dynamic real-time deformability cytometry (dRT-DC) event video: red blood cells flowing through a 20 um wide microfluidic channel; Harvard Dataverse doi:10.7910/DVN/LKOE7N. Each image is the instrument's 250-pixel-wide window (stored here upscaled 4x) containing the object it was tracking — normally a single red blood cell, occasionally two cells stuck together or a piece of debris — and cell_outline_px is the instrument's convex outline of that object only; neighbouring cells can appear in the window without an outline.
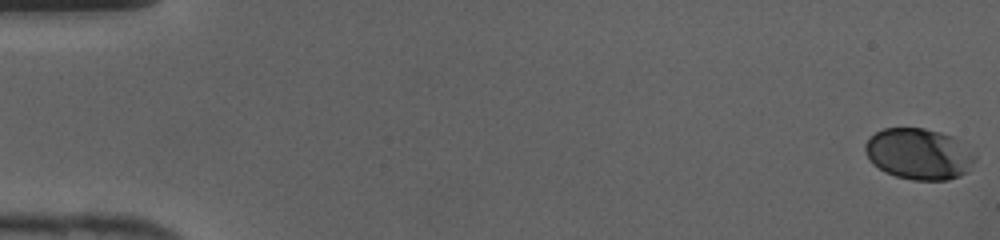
{"species": "human", "species_latin": "Homo sapiens", "temperature_condition": "cold", "stored_images_in_passage": 43, "camera_frame_rate_fps": 3000, "um_per_image_px": 0.085, "donor": {"sex": "female"}, "frame": {"image": 1, "passage_image": 1, "time_ms": 0.0, "image_size_px": [1000, 240], "cell_outline_px": [[976, 160], [968, 172], [960, 176], [948, 180], [912, 180], [896, 176], [884, 172], [872, 164], [864, 148], [864, 144], [876, 132], [884, 128], [924, 128], [940, 132], [952, 136], [976, 156]], "centroid_in_image_um": [78.1, 13.1], "position_along_channel_um": 6.9, "area_um2": 32.71}}
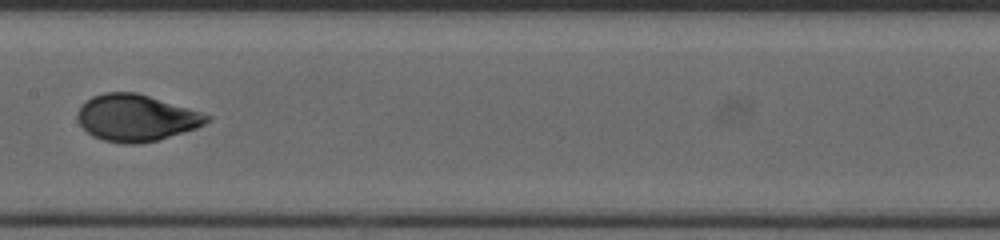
{"frame": {"image": 2, "passage_image": 23, "time_ms": 7.333, "image_size_px": [1000, 240], "cell_outline_px": [[212, 120], [196, 128], [156, 140], [140, 144], [124, 144], [104, 140], [92, 136], [80, 124], [76, 116], [76, 112], [80, 104], [92, 96], [104, 92], [136, 92], [188, 108], [212, 116]], "centroid_in_image_um": [11.53, 10.01], "position_along_channel_um": 195.9, "area_um2": 35.14}}
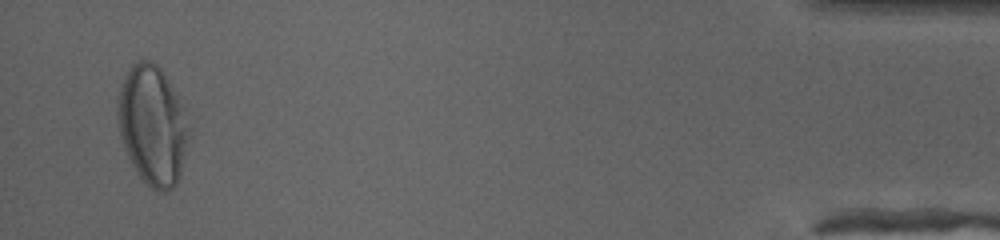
{"frame": {"image": 3, "passage_image": 42, "time_ms": 13.667, "image_size_px": [1000, 240], "cell_outline_px": [[192, 132], [180, 176], [176, 184], [172, 188], [164, 192], [156, 192], [140, 176], [132, 164], [128, 156], [120, 136], [116, 112], [116, 100], [120, 84], [128, 68], [132, 64], [140, 60], [148, 60], [156, 64], [160, 68], [192, 112]], "centroid_in_image_um": [13.04, 10.6], "position_along_channel_um": 422.2, "area_um2": 51.44}}